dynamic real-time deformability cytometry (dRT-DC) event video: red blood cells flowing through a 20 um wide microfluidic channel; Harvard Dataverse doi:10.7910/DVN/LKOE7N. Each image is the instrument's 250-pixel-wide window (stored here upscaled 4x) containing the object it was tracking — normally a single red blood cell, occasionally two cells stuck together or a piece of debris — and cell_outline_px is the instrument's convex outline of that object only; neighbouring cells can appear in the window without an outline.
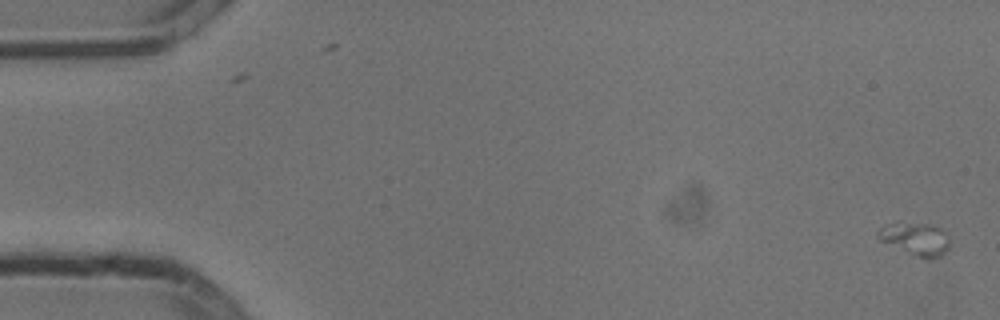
{"species": "common noctule bat (a hibernating species)", "species_latin": "Nyctalus noctula", "temperature_condition": "cold", "stored_images_in_passage": 28, "camera_frame_rate_fps": 3000, "um_per_image_px": 0.085, "animal": {"sex": "male", "body_mass_g": 13.3}, "frame": {"image": 1, "passage_image": 1, "time_ms": 0.0, "image_size_px": [1000, 320], "cell_outline_px": [[948, 248], [940, 256], [928, 260], [880, 240], [876, 236], [876, 232], [884, 224], [896, 220], [932, 224], [940, 228], [944, 232], [948, 244]], "centroid_in_image_um": [77.75, 20.24], "position_along_channel_um": 7.2, "area_um2": 13.76}}
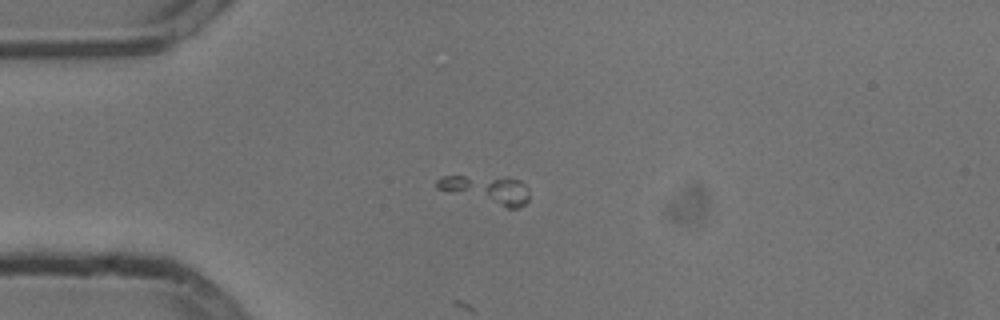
{"frame": {"image": 2, "passage_image": 14, "time_ms": 4.333, "image_size_px": [1000, 320], "cell_outline_px": [[528, 200], [520, 208], [508, 208], [436, 188], [436, 180], [440, 176], [508, 176], [520, 180], [528, 188]], "centroid_in_image_um": [41.43, 16.08], "position_along_channel_um": 43.6, "area_um2": 15.14}}